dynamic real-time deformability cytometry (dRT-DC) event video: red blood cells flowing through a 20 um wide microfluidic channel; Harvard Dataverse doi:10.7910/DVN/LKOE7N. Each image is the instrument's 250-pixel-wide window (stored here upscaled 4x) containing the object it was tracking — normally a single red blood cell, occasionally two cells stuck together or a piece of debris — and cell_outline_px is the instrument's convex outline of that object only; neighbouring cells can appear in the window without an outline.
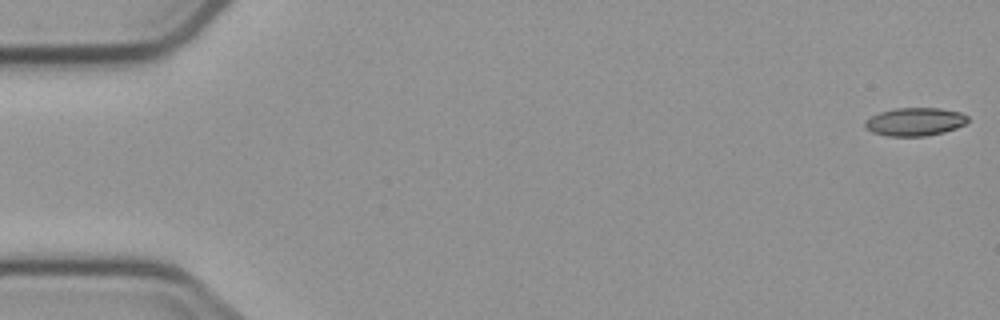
{"species": "common noctule bat (a hibernating species)", "species_latin": "Nyctalus noctula", "temperature_condition": "cold", "stored_images_in_passage": 4, "camera_frame_rate_fps": 3000, "um_per_image_px": 0.085, "animal": {"sex": "male", "body_mass_g": 23.1, "forearm_length_mm": 52.7}, "frame": {"image": 1, "passage_image": 1, "time_ms": 0.0, "image_size_px": [1000, 320], "cell_outline_px": [[968, 120], [964, 124], [956, 128], [944, 132], [924, 136], [888, 136], [872, 132], [864, 128], [864, 124], [872, 116], [880, 112], [896, 108], [940, 108], [960, 112], [968, 116]], "centroid_in_image_um": [77.77, 10.35], "position_along_channel_um": 7.2, "area_um2": 16.76}}